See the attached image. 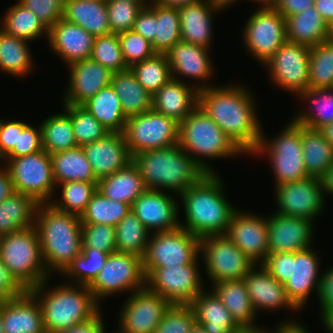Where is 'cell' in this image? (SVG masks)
Returning a JSON list of instances; mask_svg holds the SVG:
<instances>
[{
	"label": "cell",
	"mask_w": 333,
	"mask_h": 333,
	"mask_svg": "<svg viewBox=\"0 0 333 333\" xmlns=\"http://www.w3.org/2000/svg\"><path fill=\"white\" fill-rule=\"evenodd\" d=\"M253 100L248 89L239 85H210L198 92V106L243 154L249 155L259 146L263 134Z\"/></svg>",
	"instance_id": "1"
},
{
	"label": "cell",
	"mask_w": 333,
	"mask_h": 333,
	"mask_svg": "<svg viewBox=\"0 0 333 333\" xmlns=\"http://www.w3.org/2000/svg\"><path fill=\"white\" fill-rule=\"evenodd\" d=\"M217 175L206 173L179 196L186 219L185 224L180 223V227L200 239L208 235H225L231 217L237 210L226 200L223 180Z\"/></svg>",
	"instance_id": "2"
},
{
	"label": "cell",
	"mask_w": 333,
	"mask_h": 333,
	"mask_svg": "<svg viewBox=\"0 0 333 333\" xmlns=\"http://www.w3.org/2000/svg\"><path fill=\"white\" fill-rule=\"evenodd\" d=\"M34 227L37 230L42 257L48 273H62L82 252L80 217L40 204Z\"/></svg>",
	"instance_id": "3"
},
{
	"label": "cell",
	"mask_w": 333,
	"mask_h": 333,
	"mask_svg": "<svg viewBox=\"0 0 333 333\" xmlns=\"http://www.w3.org/2000/svg\"><path fill=\"white\" fill-rule=\"evenodd\" d=\"M147 189H166L181 195L195 185L204 170L177 144L171 147L146 150L132 157Z\"/></svg>",
	"instance_id": "4"
},
{
	"label": "cell",
	"mask_w": 333,
	"mask_h": 333,
	"mask_svg": "<svg viewBox=\"0 0 333 333\" xmlns=\"http://www.w3.org/2000/svg\"><path fill=\"white\" fill-rule=\"evenodd\" d=\"M47 280L29 290L40 304L46 333L83 324L101 311L87 285L61 284L44 291Z\"/></svg>",
	"instance_id": "5"
},
{
	"label": "cell",
	"mask_w": 333,
	"mask_h": 333,
	"mask_svg": "<svg viewBox=\"0 0 333 333\" xmlns=\"http://www.w3.org/2000/svg\"><path fill=\"white\" fill-rule=\"evenodd\" d=\"M178 145L206 173H215L206 158L232 157L243 153L199 106L179 124Z\"/></svg>",
	"instance_id": "6"
},
{
	"label": "cell",
	"mask_w": 333,
	"mask_h": 333,
	"mask_svg": "<svg viewBox=\"0 0 333 333\" xmlns=\"http://www.w3.org/2000/svg\"><path fill=\"white\" fill-rule=\"evenodd\" d=\"M261 264L271 276L284 284L289 300L298 310L304 307L315 288L318 294L321 280L319 259L312 248L268 254Z\"/></svg>",
	"instance_id": "7"
},
{
	"label": "cell",
	"mask_w": 333,
	"mask_h": 333,
	"mask_svg": "<svg viewBox=\"0 0 333 333\" xmlns=\"http://www.w3.org/2000/svg\"><path fill=\"white\" fill-rule=\"evenodd\" d=\"M0 260L25 290L50 279L34 226L0 236Z\"/></svg>",
	"instance_id": "8"
},
{
	"label": "cell",
	"mask_w": 333,
	"mask_h": 333,
	"mask_svg": "<svg viewBox=\"0 0 333 333\" xmlns=\"http://www.w3.org/2000/svg\"><path fill=\"white\" fill-rule=\"evenodd\" d=\"M279 134L269 141L262 134L259 146L252 154H268L276 179L275 186L309 177L303 162L301 125L291 120Z\"/></svg>",
	"instance_id": "9"
},
{
	"label": "cell",
	"mask_w": 333,
	"mask_h": 333,
	"mask_svg": "<svg viewBox=\"0 0 333 333\" xmlns=\"http://www.w3.org/2000/svg\"><path fill=\"white\" fill-rule=\"evenodd\" d=\"M4 161L17 193L33 197L39 204L52 201L51 196L55 192L56 183L48 152L42 149L17 158H4Z\"/></svg>",
	"instance_id": "10"
},
{
	"label": "cell",
	"mask_w": 333,
	"mask_h": 333,
	"mask_svg": "<svg viewBox=\"0 0 333 333\" xmlns=\"http://www.w3.org/2000/svg\"><path fill=\"white\" fill-rule=\"evenodd\" d=\"M199 254L200 238L184 228L154 232L142 257L145 276L155 268L191 264L198 259Z\"/></svg>",
	"instance_id": "11"
},
{
	"label": "cell",
	"mask_w": 333,
	"mask_h": 333,
	"mask_svg": "<svg viewBox=\"0 0 333 333\" xmlns=\"http://www.w3.org/2000/svg\"><path fill=\"white\" fill-rule=\"evenodd\" d=\"M125 143L134 155L178 144L179 123L153 109L127 118L124 128Z\"/></svg>",
	"instance_id": "12"
},
{
	"label": "cell",
	"mask_w": 333,
	"mask_h": 333,
	"mask_svg": "<svg viewBox=\"0 0 333 333\" xmlns=\"http://www.w3.org/2000/svg\"><path fill=\"white\" fill-rule=\"evenodd\" d=\"M88 287L97 302L117 292L132 290V293L146 287L142 258L125 252L110 253L105 265Z\"/></svg>",
	"instance_id": "13"
},
{
	"label": "cell",
	"mask_w": 333,
	"mask_h": 333,
	"mask_svg": "<svg viewBox=\"0 0 333 333\" xmlns=\"http://www.w3.org/2000/svg\"><path fill=\"white\" fill-rule=\"evenodd\" d=\"M206 273L211 283L243 279L257 265L226 235H208L200 239Z\"/></svg>",
	"instance_id": "14"
},
{
	"label": "cell",
	"mask_w": 333,
	"mask_h": 333,
	"mask_svg": "<svg viewBox=\"0 0 333 333\" xmlns=\"http://www.w3.org/2000/svg\"><path fill=\"white\" fill-rule=\"evenodd\" d=\"M243 31L246 50L264 65L287 41L285 18L270 5L257 8Z\"/></svg>",
	"instance_id": "15"
},
{
	"label": "cell",
	"mask_w": 333,
	"mask_h": 333,
	"mask_svg": "<svg viewBox=\"0 0 333 333\" xmlns=\"http://www.w3.org/2000/svg\"><path fill=\"white\" fill-rule=\"evenodd\" d=\"M197 260L183 266L155 268L146 277V287L171 305H190L204 289Z\"/></svg>",
	"instance_id": "16"
},
{
	"label": "cell",
	"mask_w": 333,
	"mask_h": 333,
	"mask_svg": "<svg viewBox=\"0 0 333 333\" xmlns=\"http://www.w3.org/2000/svg\"><path fill=\"white\" fill-rule=\"evenodd\" d=\"M310 47L286 41L265 63L274 84L297 97L309 88Z\"/></svg>",
	"instance_id": "17"
},
{
	"label": "cell",
	"mask_w": 333,
	"mask_h": 333,
	"mask_svg": "<svg viewBox=\"0 0 333 333\" xmlns=\"http://www.w3.org/2000/svg\"><path fill=\"white\" fill-rule=\"evenodd\" d=\"M275 187L278 206L275 213L311 221L321 214L325 203L321 179L307 177Z\"/></svg>",
	"instance_id": "18"
},
{
	"label": "cell",
	"mask_w": 333,
	"mask_h": 333,
	"mask_svg": "<svg viewBox=\"0 0 333 333\" xmlns=\"http://www.w3.org/2000/svg\"><path fill=\"white\" fill-rule=\"evenodd\" d=\"M120 311L115 333H154L171 304L147 287L132 292Z\"/></svg>",
	"instance_id": "19"
},
{
	"label": "cell",
	"mask_w": 333,
	"mask_h": 333,
	"mask_svg": "<svg viewBox=\"0 0 333 333\" xmlns=\"http://www.w3.org/2000/svg\"><path fill=\"white\" fill-rule=\"evenodd\" d=\"M225 235L257 265L261 264L269 254L265 217L236 210Z\"/></svg>",
	"instance_id": "20"
},
{
	"label": "cell",
	"mask_w": 333,
	"mask_h": 333,
	"mask_svg": "<svg viewBox=\"0 0 333 333\" xmlns=\"http://www.w3.org/2000/svg\"><path fill=\"white\" fill-rule=\"evenodd\" d=\"M176 200L161 190L146 189L131 205V211L149 232H167L180 227Z\"/></svg>",
	"instance_id": "21"
},
{
	"label": "cell",
	"mask_w": 333,
	"mask_h": 333,
	"mask_svg": "<svg viewBox=\"0 0 333 333\" xmlns=\"http://www.w3.org/2000/svg\"><path fill=\"white\" fill-rule=\"evenodd\" d=\"M269 217L267 218L269 254L297 252L311 248L314 221L277 213Z\"/></svg>",
	"instance_id": "22"
},
{
	"label": "cell",
	"mask_w": 333,
	"mask_h": 333,
	"mask_svg": "<svg viewBox=\"0 0 333 333\" xmlns=\"http://www.w3.org/2000/svg\"><path fill=\"white\" fill-rule=\"evenodd\" d=\"M82 148L97 180L112 175L132 162L121 132H110L104 138L83 145Z\"/></svg>",
	"instance_id": "23"
},
{
	"label": "cell",
	"mask_w": 333,
	"mask_h": 333,
	"mask_svg": "<svg viewBox=\"0 0 333 333\" xmlns=\"http://www.w3.org/2000/svg\"><path fill=\"white\" fill-rule=\"evenodd\" d=\"M67 67L70 79L63 104L82 105L111 83L113 73L91 59L74 62Z\"/></svg>",
	"instance_id": "24"
},
{
	"label": "cell",
	"mask_w": 333,
	"mask_h": 333,
	"mask_svg": "<svg viewBox=\"0 0 333 333\" xmlns=\"http://www.w3.org/2000/svg\"><path fill=\"white\" fill-rule=\"evenodd\" d=\"M190 86L171 78L152 96V109L180 124L198 106L199 90L210 85Z\"/></svg>",
	"instance_id": "25"
},
{
	"label": "cell",
	"mask_w": 333,
	"mask_h": 333,
	"mask_svg": "<svg viewBox=\"0 0 333 333\" xmlns=\"http://www.w3.org/2000/svg\"><path fill=\"white\" fill-rule=\"evenodd\" d=\"M94 36L84 28L61 18L48 30L49 45L68 66L90 59Z\"/></svg>",
	"instance_id": "26"
},
{
	"label": "cell",
	"mask_w": 333,
	"mask_h": 333,
	"mask_svg": "<svg viewBox=\"0 0 333 333\" xmlns=\"http://www.w3.org/2000/svg\"><path fill=\"white\" fill-rule=\"evenodd\" d=\"M1 318L5 333H46L40 304L29 290L7 299L1 305Z\"/></svg>",
	"instance_id": "27"
},
{
	"label": "cell",
	"mask_w": 333,
	"mask_h": 333,
	"mask_svg": "<svg viewBox=\"0 0 333 333\" xmlns=\"http://www.w3.org/2000/svg\"><path fill=\"white\" fill-rule=\"evenodd\" d=\"M260 267L256 270V265L243 278L247 293L251 300L252 306L257 313L262 309L274 310L284 308L293 310L298 309L289 300L285 291L284 284L277 281L270 273L259 264ZM255 268V269H254Z\"/></svg>",
	"instance_id": "28"
},
{
	"label": "cell",
	"mask_w": 333,
	"mask_h": 333,
	"mask_svg": "<svg viewBox=\"0 0 333 333\" xmlns=\"http://www.w3.org/2000/svg\"><path fill=\"white\" fill-rule=\"evenodd\" d=\"M208 51L209 49L205 47L179 41L165 53L172 78L182 80L178 76H184L202 82L205 79L209 81L210 76L213 75L214 67Z\"/></svg>",
	"instance_id": "29"
},
{
	"label": "cell",
	"mask_w": 333,
	"mask_h": 333,
	"mask_svg": "<svg viewBox=\"0 0 333 333\" xmlns=\"http://www.w3.org/2000/svg\"><path fill=\"white\" fill-rule=\"evenodd\" d=\"M181 41L210 49L213 34L212 13L221 11L208 0L188 4L178 9Z\"/></svg>",
	"instance_id": "30"
},
{
	"label": "cell",
	"mask_w": 333,
	"mask_h": 333,
	"mask_svg": "<svg viewBox=\"0 0 333 333\" xmlns=\"http://www.w3.org/2000/svg\"><path fill=\"white\" fill-rule=\"evenodd\" d=\"M196 316V324L208 333H240L244 329L235 321L219 297L202 291L190 304Z\"/></svg>",
	"instance_id": "31"
},
{
	"label": "cell",
	"mask_w": 333,
	"mask_h": 333,
	"mask_svg": "<svg viewBox=\"0 0 333 333\" xmlns=\"http://www.w3.org/2000/svg\"><path fill=\"white\" fill-rule=\"evenodd\" d=\"M63 19L94 37L111 34L105 0H65Z\"/></svg>",
	"instance_id": "32"
},
{
	"label": "cell",
	"mask_w": 333,
	"mask_h": 333,
	"mask_svg": "<svg viewBox=\"0 0 333 333\" xmlns=\"http://www.w3.org/2000/svg\"><path fill=\"white\" fill-rule=\"evenodd\" d=\"M287 41L314 47L327 41L328 24L314 6L302 12L285 17Z\"/></svg>",
	"instance_id": "33"
},
{
	"label": "cell",
	"mask_w": 333,
	"mask_h": 333,
	"mask_svg": "<svg viewBox=\"0 0 333 333\" xmlns=\"http://www.w3.org/2000/svg\"><path fill=\"white\" fill-rule=\"evenodd\" d=\"M212 290L243 329H260L253 323L258 313L252 306L243 279L215 283Z\"/></svg>",
	"instance_id": "34"
},
{
	"label": "cell",
	"mask_w": 333,
	"mask_h": 333,
	"mask_svg": "<svg viewBox=\"0 0 333 333\" xmlns=\"http://www.w3.org/2000/svg\"><path fill=\"white\" fill-rule=\"evenodd\" d=\"M147 188L139 170L130 162L125 168L98 180L97 190L110 200L132 205Z\"/></svg>",
	"instance_id": "35"
},
{
	"label": "cell",
	"mask_w": 333,
	"mask_h": 333,
	"mask_svg": "<svg viewBox=\"0 0 333 333\" xmlns=\"http://www.w3.org/2000/svg\"><path fill=\"white\" fill-rule=\"evenodd\" d=\"M303 162L309 177L321 179L333 164V146L321 130L301 126Z\"/></svg>",
	"instance_id": "36"
},
{
	"label": "cell",
	"mask_w": 333,
	"mask_h": 333,
	"mask_svg": "<svg viewBox=\"0 0 333 333\" xmlns=\"http://www.w3.org/2000/svg\"><path fill=\"white\" fill-rule=\"evenodd\" d=\"M110 84L119 96L126 118L152 109V95L137 81L130 68L113 73Z\"/></svg>",
	"instance_id": "37"
},
{
	"label": "cell",
	"mask_w": 333,
	"mask_h": 333,
	"mask_svg": "<svg viewBox=\"0 0 333 333\" xmlns=\"http://www.w3.org/2000/svg\"><path fill=\"white\" fill-rule=\"evenodd\" d=\"M39 205L33 197L17 192L0 202V236L32 228Z\"/></svg>",
	"instance_id": "38"
},
{
	"label": "cell",
	"mask_w": 333,
	"mask_h": 333,
	"mask_svg": "<svg viewBox=\"0 0 333 333\" xmlns=\"http://www.w3.org/2000/svg\"><path fill=\"white\" fill-rule=\"evenodd\" d=\"M56 185L69 181L98 182L81 146L51 154Z\"/></svg>",
	"instance_id": "39"
},
{
	"label": "cell",
	"mask_w": 333,
	"mask_h": 333,
	"mask_svg": "<svg viewBox=\"0 0 333 333\" xmlns=\"http://www.w3.org/2000/svg\"><path fill=\"white\" fill-rule=\"evenodd\" d=\"M81 106L110 132H124L127 118L122 111L119 96L111 84L99 90Z\"/></svg>",
	"instance_id": "40"
},
{
	"label": "cell",
	"mask_w": 333,
	"mask_h": 333,
	"mask_svg": "<svg viewBox=\"0 0 333 333\" xmlns=\"http://www.w3.org/2000/svg\"><path fill=\"white\" fill-rule=\"evenodd\" d=\"M64 113L48 117L40 124L43 150L50 155L77 146L71 123V104H64Z\"/></svg>",
	"instance_id": "41"
},
{
	"label": "cell",
	"mask_w": 333,
	"mask_h": 333,
	"mask_svg": "<svg viewBox=\"0 0 333 333\" xmlns=\"http://www.w3.org/2000/svg\"><path fill=\"white\" fill-rule=\"evenodd\" d=\"M299 99L313 102L315 108L300 111L293 118L295 122L317 130L333 122V88H308L299 95Z\"/></svg>",
	"instance_id": "42"
},
{
	"label": "cell",
	"mask_w": 333,
	"mask_h": 333,
	"mask_svg": "<svg viewBox=\"0 0 333 333\" xmlns=\"http://www.w3.org/2000/svg\"><path fill=\"white\" fill-rule=\"evenodd\" d=\"M28 41L8 34L0 28V69L13 76L28 74L33 68V59Z\"/></svg>",
	"instance_id": "43"
},
{
	"label": "cell",
	"mask_w": 333,
	"mask_h": 333,
	"mask_svg": "<svg viewBox=\"0 0 333 333\" xmlns=\"http://www.w3.org/2000/svg\"><path fill=\"white\" fill-rule=\"evenodd\" d=\"M2 19L3 31L20 39L35 40L43 33L48 37V28L29 9H26L19 2L11 6Z\"/></svg>",
	"instance_id": "44"
},
{
	"label": "cell",
	"mask_w": 333,
	"mask_h": 333,
	"mask_svg": "<svg viewBox=\"0 0 333 333\" xmlns=\"http://www.w3.org/2000/svg\"><path fill=\"white\" fill-rule=\"evenodd\" d=\"M149 234L139 218L130 211L115 226L117 252L131 253L142 258L148 245Z\"/></svg>",
	"instance_id": "45"
},
{
	"label": "cell",
	"mask_w": 333,
	"mask_h": 333,
	"mask_svg": "<svg viewBox=\"0 0 333 333\" xmlns=\"http://www.w3.org/2000/svg\"><path fill=\"white\" fill-rule=\"evenodd\" d=\"M181 41L180 17L177 8L155 3V37L151 41L157 54L167 53Z\"/></svg>",
	"instance_id": "46"
},
{
	"label": "cell",
	"mask_w": 333,
	"mask_h": 333,
	"mask_svg": "<svg viewBox=\"0 0 333 333\" xmlns=\"http://www.w3.org/2000/svg\"><path fill=\"white\" fill-rule=\"evenodd\" d=\"M131 211V205L110 200L98 190L80 216L81 223L105 224L115 227Z\"/></svg>",
	"instance_id": "47"
},
{
	"label": "cell",
	"mask_w": 333,
	"mask_h": 333,
	"mask_svg": "<svg viewBox=\"0 0 333 333\" xmlns=\"http://www.w3.org/2000/svg\"><path fill=\"white\" fill-rule=\"evenodd\" d=\"M98 182L69 181L58 184L61 186L60 200H52L49 204L55 209L69 214L81 216L86 206L97 191Z\"/></svg>",
	"instance_id": "48"
},
{
	"label": "cell",
	"mask_w": 333,
	"mask_h": 333,
	"mask_svg": "<svg viewBox=\"0 0 333 333\" xmlns=\"http://www.w3.org/2000/svg\"><path fill=\"white\" fill-rule=\"evenodd\" d=\"M130 70L152 96L172 78L165 54L156 53L149 59L133 64Z\"/></svg>",
	"instance_id": "49"
},
{
	"label": "cell",
	"mask_w": 333,
	"mask_h": 333,
	"mask_svg": "<svg viewBox=\"0 0 333 333\" xmlns=\"http://www.w3.org/2000/svg\"><path fill=\"white\" fill-rule=\"evenodd\" d=\"M309 88L333 87V43L324 41L310 48Z\"/></svg>",
	"instance_id": "50"
},
{
	"label": "cell",
	"mask_w": 333,
	"mask_h": 333,
	"mask_svg": "<svg viewBox=\"0 0 333 333\" xmlns=\"http://www.w3.org/2000/svg\"><path fill=\"white\" fill-rule=\"evenodd\" d=\"M109 253L99 251L97 249H82V252L77 255L67 268L62 272L68 278L71 276L76 280L75 284L89 286L98 273L105 265Z\"/></svg>",
	"instance_id": "51"
},
{
	"label": "cell",
	"mask_w": 333,
	"mask_h": 333,
	"mask_svg": "<svg viewBox=\"0 0 333 333\" xmlns=\"http://www.w3.org/2000/svg\"><path fill=\"white\" fill-rule=\"evenodd\" d=\"M90 59L100 63L112 73L129 69L123 58L117 34L95 37Z\"/></svg>",
	"instance_id": "52"
},
{
	"label": "cell",
	"mask_w": 333,
	"mask_h": 333,
	"mask_svg": "<svg viewBox=\"0 0 333 333\" xmlns=\"http://www.w3.org/2000/svg\"><path fill=\"white\" fill-rule=\"evenodd\" d=\"M71 123L77 146L95 142L110 133L81 105H71Z\"/></svg>",
	"instance_id": "53"
},
{
	"label": "cell",
	"mask_w": 333,
	"mask_h": 333,
	"mask_svg": "<svg viewBox=\"0 0 333 333\" xmlns=\"http://www.w3.org/2000/svg\"><path fill=\"white\" fill-rule=\"evenodd\" d=\"M141 2L129 0L107 1L108 23L112 34H120L132 30L134 22L143 8Z\"/></svg>",
	"instance_id": "54"
},
{
	"label": "cell",
	"mask_w": 333,
	"mask_h": 333,
	"mask_svg": "<svg viewBox=\"0 0 333 333\" xmlns=\"http://www.w3.org/2000/svg\"><path fill=\"white\" fill-rule=\"evenodd\" d=\"M196 325V316L190 305H171L154 333H190Z\"/></svg>",
	"instance_id": "55"
},
{
	"label": "cell",
	"mask_w": 333,
	"mask_h": 333,
	"mask_svg": "<svg viewBox=\"0 0 333 333\" xmlns=\"http://www.w3.org/2000/svg\"><path fill=\"white\" fill-rule=\"evenodd\" d=\"M82 249H97L106 253L117 251L115 227L105 224L81 223Z\"/></svg>",
	"instance_id": "56"
},
{
	"label": "cell",
	"mask_w": 333,
	"mask_h": 333,
	"mask_svg": "<svg viewBox=\"0 0 333 333\" xmlns=\"http://www.w3.org/2000/svg\"><path fill=\"white\" fill-rule=\"evenodd\" d=\"M118 37L123 58L129 68L133 64L149 59L156 54L151 42L134 30L120 33Z\"/></svg>",
	"instance_id": "57"
},
{
	"label": "cell",
	"mask_w": 333,
	"mask_h": 333,
	"mask_svg": "<svg viewBox=\"0 0 333 333\" xmlns=\"http://www.w3.org/2000/svg\"><path fill=\"white\" fill-rule=\"evenodd\" d=\"M17 2L31 10L48 29L63 18L65 0H19Z\"/></svg>",
	"instance_id": "58"
},
{
	"label": "cell",
	"mask_w": 333,
	"mask_h": 333,
	"mask_svg": "<svg viewBox=\"0 0 333 333\" xmlns=\"http://www.w3.org/2000/svg\"><path fill=\"white\" fill-rule=\"evenodd\" d=\"M43 149L41 127L34 128L27 125L22 131H18L17 145L5 158H17L36 153Z\"/></svg>",
	"instance_id": "59"
},
{
	"label": "cell",
	"mask_w": 333,
	"mask_h": 333,
	"mask_svg": "<svg viewBox=\"0 0 333 333\" xmlns=\"http://www.w3.org/2000/svg\"><path fill=\"white\" fill-rule=\"evenodd\" d=\"M27 125L26 122L22 121L0 119V161L17 145L18 131H22Z\"/></svg>",
	"instance_id": "60"
},
{
	"label": "cell",
	"mask_w": 333,
	"mask_h": 333,
	"mask_svg": "<svg viewBox=\"0 0 333 333\" xmlns=\"http://www.w3.org/2000/svg\"><path fill=\"white\" fill-rule=\"evenodd\" d=\"M136 33L142 35L148 41L155 37V2L148 3L140 10L134 22L133 29Z\"/></svg>",
	"instance_id": "61"
},
{
	"label": "cell",
	"mask_w": 333,
	"mask_h": 333,
	"mask_svg": "<svg viewBox=\"0 0 333 333\" xmlns=\"http://www.w3.org/2000/svg\"><path fill=\"white\" fill-rule=\"evenodd\" d=\"M318 299L322 320L333 311V267L321 275Z\"/></svg>",
	"instance_id": "62"
},
{
	"label": "cell",
	"mask_w": 333,
	"mask_h": 333,
	"mask_svg": "<svg viewBox=\"0 0 333 333\" xmlns=\"http://www.w3.org/2000/svg\"><path fill=\"white\" fill-rule=\"evenodd\" d=\"M25 291L12 276L8 267L0 260V305L7 299L20 296Z\"/></svg>",
	"instance_id": "63"
},
{
	"label": "cell",
	"mask_w": 333,
	"mask_h": 333,
	"mask_svg": "<svg viewBox=\"0 0 333 333\" xmlns=\"http://www.w3.org/2000/svg\"><path fill=\"white\" fill-rule=\"evenodd\" d=\"M270 6L285 18L314 6V0H274Z\"/></svg>",
	"instance_id": "64"
},
{
	"label": "cell",
	"mask_w": 333,
	"mask_h": 333,
	"mask_svg": "<svg viewBox=\"0 0 333 333\" xmlns=\"http://www.w3.org/2000/svg\"><path fill=\"white\" fill-rule=\"evenodd\" d=\"M102 320L100 312L91 320L79 324L77 326H73L71 328H66L60 330L57 333H105V326Z\"/></svg>",
	"instance_id": "65"
},
{
	"label": "cell",
	"mask_w": 333,
	"mask_h": 333,
	"mask_svg": "<svg viewBox=\"0 0 333 333\" xmlns=\"http://www.w3.org/2000/svg\"><path fill=\"white\" fill-rule=\"evenodd\" d=\"M13 182L7 168H0V202L15 193Z\"/></svg>",
	"instance_id": "66"
},
{
	"label": "cell",
	"mask_w": 333,
	"mask_h": 333,
	"mask_svg": "<svg viewBox=\"0 0 333 333\" xmlns=\"http://www.w3.org/2000/svg\"><path fill=\"white\" fill-rule=\"evenodd\" d=\"M314 7L328 25L333 22V0H314Z\"/></svg>",
	"instance_id": "67"
},
{
	"label": "cell",
	"mask_w": 333,
	"mask_h": 333,
	"mask_svg": "<svg viewBox=\"0 0 333 333\" xmlns=\"http://www.w3.org/2000/svg\"><path fill=\"white\" fill-rule=\"evenodd\" d=\"M274 333H310L309 330L302 324L296 321H285L280 322L276 329H274Z\"/></svg>",
	"instance_id": "68"
},
{
	"label": "cell",
	"mask_w": 333,
	"mask_h": 333,
	"mask_svg": "<svg viewBox=\"0 0 333 333\" xmlns=\"http://www.w3.org/2000/svg\"><path fill=\"white\" fill-rule=\"evenodd\" d=\"M324 193L333 196V164L328 168L325 175L321 178Z\"/></svg>",
	"instance_id": "69"
},
{
	"label": "cell",
	"mask_w": 333,
	"mask_h": 333,
	"mask_svg": "<svg viewBox=\"0 0 333 333\" xmlns=\"http://www.w3.org/2000/svg\"><path fill=\"white\" fill-rule=\"evenodd\" d=\"M155 3L165 6V7H171V8H181L188 4H192L195 2H198L199 0H151Z\"/></svg>",
	"instance_id": "70"
},
{
	"label": "cell",
	"mask_w": 333,
	"mask_h": 333,
	"mask_svg": "<svg viewBox=\"0 0 333 333\" xmlns=\"http://www.w3.org/2000/svg\"><path fill=\"white\" fill-rule=\"evenodd\" d=\"M321 131L324 133L325 138L331 143L333 146V122L326 125L321 129Z\"/></svg>",
	"instance_id": "71"
},
{
	"label": "cell",
	"mask_w": 333,
	"mask_h": 333,
	"mask_svg": "<svg viewBox=\"0 0 333 333\" xmlns=\"http://www.w3.org/2000/svg\"><path fill=\"white\" fill-rule=\"evenodd\" d=\"M322 321V325L324 324L325 329H328L329 333H333V311L329 313Z\"/></svg>",
	"instance_id": "72"
},
{
	"label": "cell",
	"mask_w": 333,
	"mask_h": 333,
	"mask_svg": "<svg viewBox=\"0 0 333 333\" xmlns=\"http://www.w3.org/2000/svg\"><path fill=\"white\" fill-rule=\"evenodd\" d=\"M212 5L217 6L222 10L227 6H230L232 3H234L237 0H208Z\"/></svg>",
	"instance_id": "73"
},
{
	"label": "cell",
	"mask_w": 333,
	"mask_h": 333,
	"mask_svg": "<svg viewBox=\"0 0 333 333\" xmlns=\"http://www.w3.org/2000/svg\"><path fill=\"white\" fill-rule=\"evenodd\" d=\"M240 333H268V331H266L265 329H262V328L261 329H244ZM272 333H274V332L272 331Z\"/></svg>",
	"instance_id": "74"
},
{
	"label": "cell",
	"mask_w": 333,
	"mask_h": 333,
	"mask_svg": "<svg viewBox=\"0 0 333 333\" xmlns=\"http://www.w3.org/2000/svg\"><path fill=\"white\" fill-rule=\"evenodd\" d=\"M190 333H208L202 326L196 324Z\"/></svg>",
	"instance_id": "75"
},
{
	"label": "cell",
	"mask_w": 333,
	"mask_h": 333,
	"mask_svg": "<svg viewBox=\"0 0 333 333\" xmlns=\"http://www.w3.org/2000/svg\"><path fill=\"white\" fill-rule=\"evenodd\" d=\"M327 41H329L330 43H333V22L330 25H328Z\"/></svg>",
	"instance_id": "76"
},
{
	"label": "cell",
	"mask_w": 333,
	"mask_h": 333,
	"mask_svg": "<svg viewBox=\"0 0 333 333\" xmlns=\"http://www.w3.org/2000/svg\"><path fill=\"white\" fill-rule=\"evenodd\" d=\"M251 1H256L259 4H262V6L264 5H270L274 0H251Z\"/></svg>",
	"instance_id": "77"
},
{
	"label": "cell",
	"mask_w": 333,
	"mask_h": 333,
	"mask_svg": "<svg viewBox=\"0 0 333 333\" xmlns=\"http://www.w3.org/2000/svg\"><path fill=\"white\" fill-rule=\"evenodd\" d=\"M107 1H118V0H105ZM129 1H134V2H141L144 6L148 4L146 0H129Z\"/></svg>",
	"instance_id": "78"
},
{
	"label": "cell",
	"mask_w": 333,
	"mask_h": 333,
	"mask_svg": "<svg viewBox=\"0 0 333 333\" xmlns=\"http://www.w3.org/2000/svg\"><path fill=\"white\" fill-rule=\"evenodd\" d=\"M0 333H5L3 330V323H2V318H1V305H0Z\"/></svg>",
	"instance_id": "79"
}]
</instances>
